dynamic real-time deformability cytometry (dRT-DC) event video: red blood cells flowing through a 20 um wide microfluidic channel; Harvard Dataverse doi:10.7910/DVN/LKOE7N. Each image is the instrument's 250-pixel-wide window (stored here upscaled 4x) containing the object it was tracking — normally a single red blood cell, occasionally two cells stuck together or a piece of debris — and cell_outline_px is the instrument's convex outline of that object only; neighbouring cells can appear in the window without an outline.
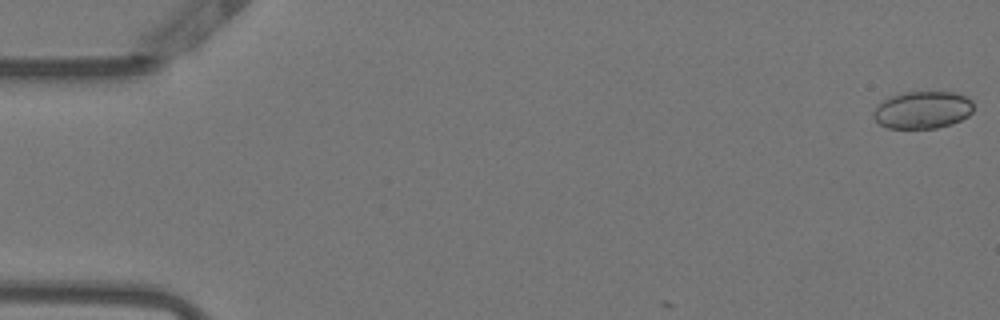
{"species": "Egyptian fruit bat (a non-hibernating species)", "species_latin": "Rousettus aegyptiacus", "temperature_condition": "warm", "stored_images_in_passage": 5, "camera_frame_rate_fps": 3000, "um_per_image_px": 0.085, "animal": {"sex": "female"}, "frame": {"image": 1, "passage_image": 1, "time_ms": 0.0, "image_size_px": [1000, 320], "cell_outline_px": [[972, 112], [968, 116], [952, 124], [936, 128], [888, 128], [880, 124], [872, 116], [872, 112], [884, 100], [892, 96], [904, 92], [956, 92], [972, 100]], "centroid_in_image_um": [78.43, 9.35], "position_along_channel_um": 6.6, "area_um2": 21.68}}